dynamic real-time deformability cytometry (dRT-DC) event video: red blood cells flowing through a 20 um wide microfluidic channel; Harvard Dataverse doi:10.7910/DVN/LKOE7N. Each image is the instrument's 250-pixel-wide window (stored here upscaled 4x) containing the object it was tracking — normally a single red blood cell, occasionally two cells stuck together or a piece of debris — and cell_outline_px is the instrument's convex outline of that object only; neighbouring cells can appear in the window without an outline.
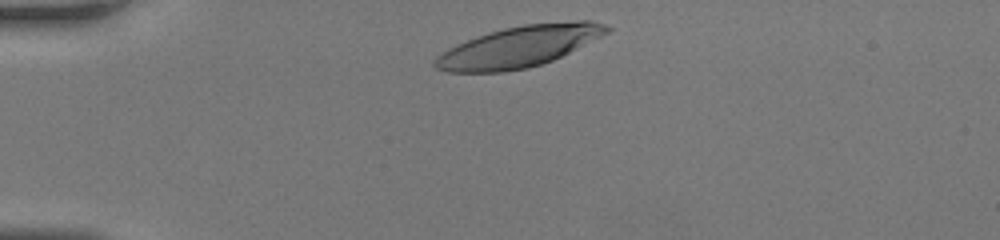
{"species": "human", "species_latin": "Homo sapiens", "temperature_condition": "room temperature", "stored_images_in_passage": 28, "camera_frame_rate_fps": 3000, "um_per_image_px": 0.085, "donor": {"sex": "female"}, "frame": {"image": 1, "passage_image": 1, "time_ms": 0.0, "image_size_px": [1000, 240], "cell_outline_px": [[612, 28], [608, 32], [552, 60], [528, 68], [504, 72], [448, 72], [436, 68], [432, 64], [432, 60], [436, 56], [448, 48], [468, 40], [504, 28], [524, 24], [580, 20], [588, 20], [604, 24]], "centroid_in_image_um": [44.08, 3.97], "position_along_channel_um": 40.9, "area_um2": 40.58}}
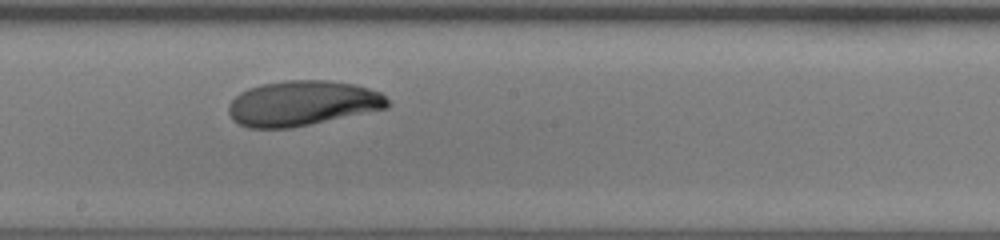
{"frame": {"image": 2, "passage_image": 16, "time_ms": 5.0, "image_size_px": [1000, 240], "cell_outline_px": [[392, 104], [388, 108], [292, 128], [248, 128], [232, 120], [228, 112], [228, 104], [240, 92], [248, 88], [260, 84], [284, 80], [328, 80], [356, 84], [380, 92]], "centroid_in_image_um": [25.7, 8.77], "position_along_channel_um": 222.5, "area_um2": 42.14}}
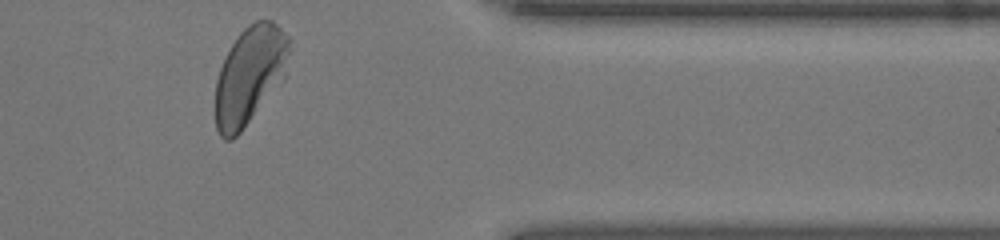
{"frame": {"image": 3, "passage_image": 28, "time_ms": 9.0, "image_size_px": [1000, 240], "cell_outline_px": [[288, 52], [284, 80], [240, 132], [232, 140], [224, 140], [220, 136], [216, 128], [216, 80], [220, 68], [232, 44], [240, 32], [248, 24], [256, 20], [272, 20], [288, 36]], "centroid_in_image_um": [21.22, 6.41], "position_along_channel_um": 390.2, "area_um2": 41.73}}